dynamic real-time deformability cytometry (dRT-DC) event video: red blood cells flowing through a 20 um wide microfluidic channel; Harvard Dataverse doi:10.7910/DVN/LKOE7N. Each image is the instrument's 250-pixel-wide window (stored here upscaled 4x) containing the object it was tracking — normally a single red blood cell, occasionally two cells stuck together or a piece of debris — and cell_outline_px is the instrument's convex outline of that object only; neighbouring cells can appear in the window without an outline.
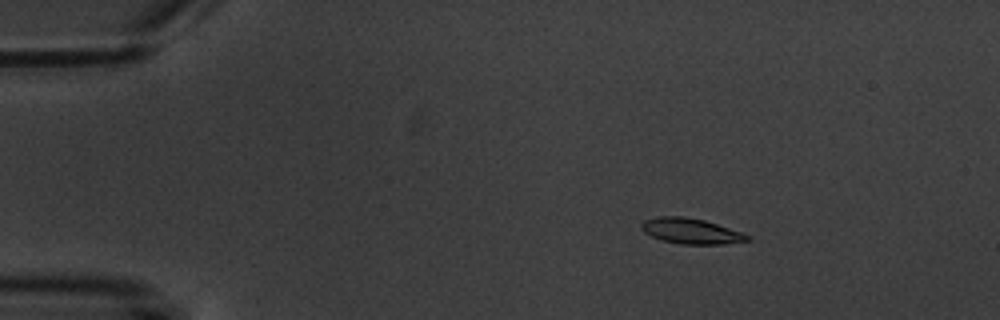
{"species": "common noctule bat (a hibernating species)", "species_latin": "Nyctalus noctula", "temperature_condition": "warm", "stored_images_in_passage": 5, "camera_frame_rate_fps": 3000, "um_per_image_px": 0.085, "animal": {"sex": "male", "body_mass_g": 20.1, "forearm_length_mm": 53.5}, "frame": {"image": 1, "passage_image": 3, "time_ms": 2.333, "image_size_px": [1000, 320], "cell_outline_px": [[752, 240], [724, 244], [680, 244], [660, 240], [644, 232], [640, 228], [640, 224], [644, 220], [656, 216], [684, 216], [704, 220], [752, 236]], "centroid_in_image_um": [58.71, 19.64], "position_along_channel_um": 26.3, "area_um2": 15.84}}
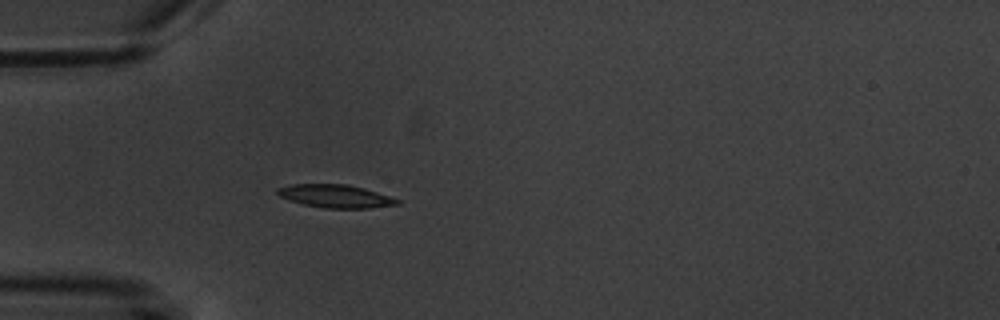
{"frame": {"image": 2, "passage_image": 5, "time_ms": 5.0, "image_size_px": [1000, 320], "cell_outline_px": [[400, 204], [368, 208], [324, 208], [304, 204], [280, 196], [276, 192], [276, 188], [292, 184], [348, 184], [364, 188], [400, 200]], "centroid_in_image_um": [28.51, 16.66], "position_along_channel_um": 56.5, "area_um2": 15.9}}